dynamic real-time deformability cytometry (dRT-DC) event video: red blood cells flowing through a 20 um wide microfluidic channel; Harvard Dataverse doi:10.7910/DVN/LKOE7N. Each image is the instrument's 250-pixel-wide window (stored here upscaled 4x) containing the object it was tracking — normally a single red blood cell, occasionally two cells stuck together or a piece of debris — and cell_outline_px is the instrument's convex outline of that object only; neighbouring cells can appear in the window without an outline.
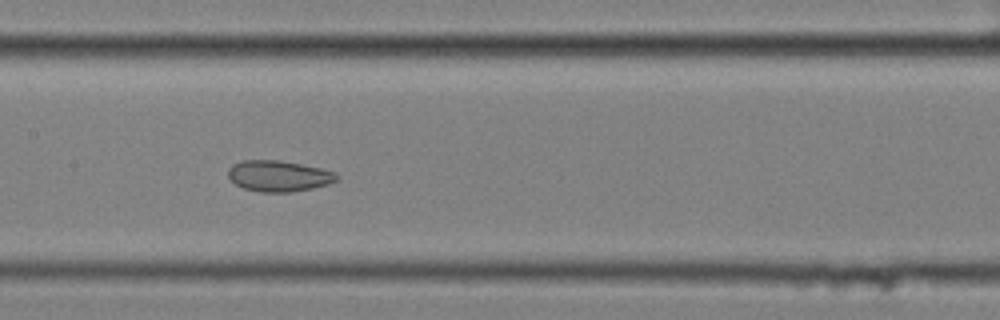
{"species": "common noctule bat (a hibernating species)", "species_latin": "Nyctalus noctula", "temperature_condition": "cold", "stored_images_in_passage": 9, "camera_frame_rate_fps": 3000, "um_per_image_px": 0.085, "animal": {"sex": "female", "body_mass_g": 25.1}, "frame": {"image": 1, "passage_image": 7, "time_ms": 2.0, "image_size_px": [1000, 320], "cell_outline_px": [[340, 180], [328, 184], [312, 188], [292, 192], [260, 192], [244, 188], [236, 184], [228, 176], [228, 168], [232, 164], [240, 160], [280, 160], [320, 168], [336, 172], [340, 176]], "centroid_in_image_um": [23.71, 14.95], "position_along_channel_um": 183.7, "area_um2": 19.77}}
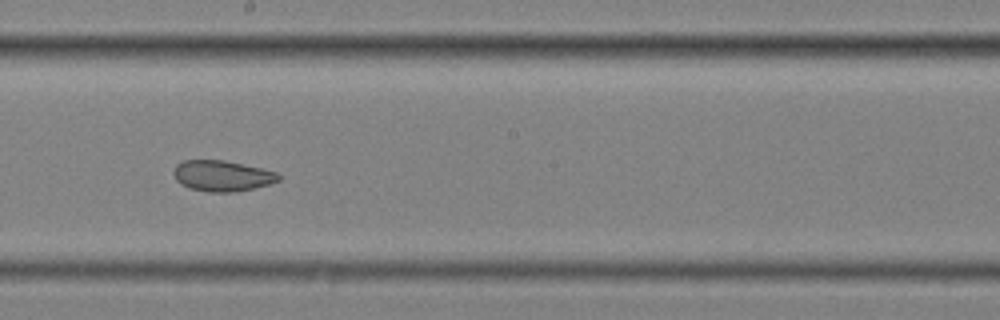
{"frame": {"image": 2, "passage_image": 8, "time_ms": 2.333, "image_size_px": [1000, 320], "cell_outline_px": [[280, 180], [268, 184], [236, 192], [208, 192], [188, 188], [180, 184], [176, 180], [172, 172], [176, 164], [184, 160], [224, 160], [260, 168], [276, 172], [280, 176]], "centroid_in_image_um": [18.83, 14.95], "position_along_channel_um": 229.4, "area_um2": 18.84}}
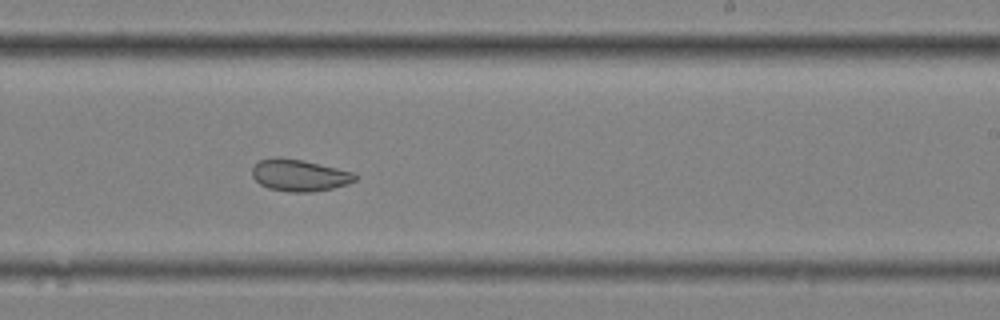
{"frame": {"image": 3, "passage_image": 9, "time_ms": 2.667, "image_size_px": [1000, 320], "cell_outline_px": [[356, 180], [348, 184], [332, 188], [312, 192], [288, 192], [268, 188], [260, 184], [252, 176], [252, 168], [260, 160], [276, 156], [280, 156], [304, 160], [356, 172]], "centroid_in_image_um": [25.46, 14.89], "position_along_channel_um": 263.5, "area_um2": 19.36}}